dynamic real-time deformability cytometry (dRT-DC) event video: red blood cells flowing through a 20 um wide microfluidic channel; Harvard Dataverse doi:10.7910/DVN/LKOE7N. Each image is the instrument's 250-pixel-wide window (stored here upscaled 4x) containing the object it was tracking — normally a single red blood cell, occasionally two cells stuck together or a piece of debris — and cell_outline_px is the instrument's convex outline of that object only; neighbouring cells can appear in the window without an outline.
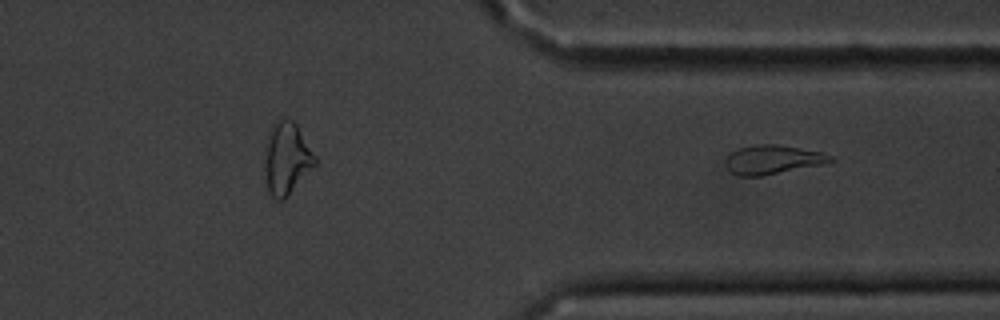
{"species": "common noctule bat (a hibernating species)", "species_latin": "Nyctalus noctula", "temperature_condition": "cold", "stored_images_in_passage": 13, "camera_frame_rate_fps": 3000, "um_per_image_px": 0.085, "animal": {"sex": "male", "body_mass_g": 20.1, "forearm_length_mm": 53.5}, "frame": {"image": 1, "passage_image": 13, "time_ms": 15.0, "image_size_px": [1000, 320], "cell_outline_px": [[836, 160], [824, 164], [760, 176], [740, 176], [732, 172], [724, 164], [724, 160], [732, 152], [740, 148], [756, 144], [776, 144], [820, 152], [832, 156]], "centroid_in_image_um": [65.67, 13.57], "position_along_channel_um": 345.7, "area_um2": 17.51}}